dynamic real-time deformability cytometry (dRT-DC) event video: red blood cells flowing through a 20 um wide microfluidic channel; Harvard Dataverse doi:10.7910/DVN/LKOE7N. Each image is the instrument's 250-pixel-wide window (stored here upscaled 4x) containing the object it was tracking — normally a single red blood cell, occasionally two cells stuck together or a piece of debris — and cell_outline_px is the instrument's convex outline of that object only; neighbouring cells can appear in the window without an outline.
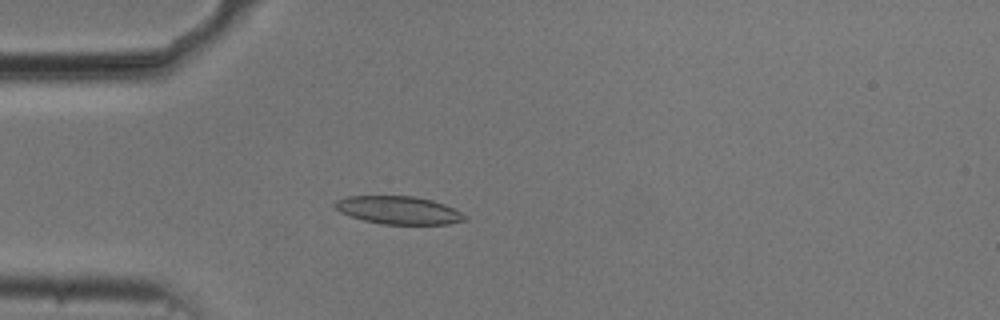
{"species": "common noctule bat (a hibernating species)", "species_latin": "Nyctalus noctula", "temperature_condition": "cold", "stored_images_in_passage": 49, "camera_frame_rate_fps": 3000, "um_per_image_px": 0.085, "animal": {"sex": "male", "body_mass_g": 20.5, "forearm_length_mm": 52.5}, "frame": {"image": 1, "passage_image": 15, "time_ms": 4.667, "image_size_px": [1000, 320], "cell_outline_px": [[468, 220], [448, 224], [380, 224], [364, 220], [340, 212], [332, 204], [336, 200], [348, 196], [412, 196], [432, 200], [444, 204], [468, 216]], "centroid_in_image_um": [33.89, 17.87], "position_along_channel_um": 51.1, "area_um2": 21.1}}
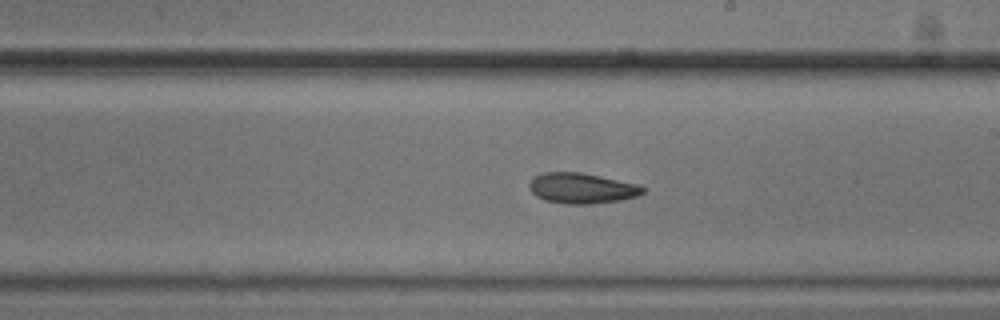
{"frame": {"image": 2, "passage_image": 31, "time_ms": 10.0, "image_size_px": [1000, 320], "cell_outline_px": [[644, 192], [636, 196], [620, 200], [592, 204], [564, 204], [544, 200], [536, 196], [532, 192], [528, 184], [532, 176], [544, 172], [580, 172], [600, 176], [636, 184], [644, 188]], "centroid_in_image_um": [49.39, 16.0], "position_along_channel_um": 239.6, "area_um2": 20.17}}
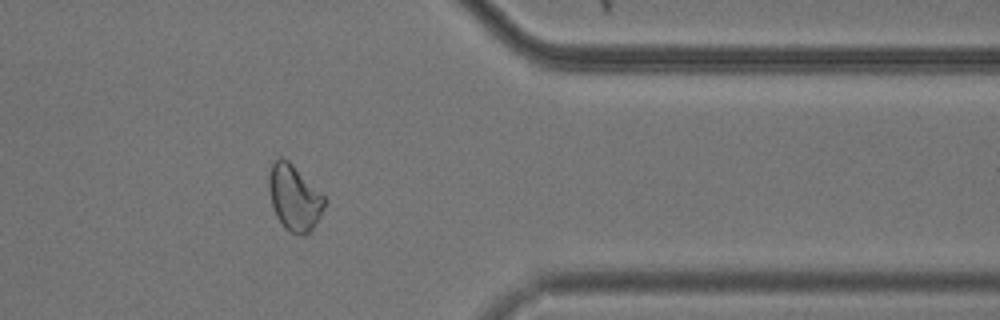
{"frame": {"image": 3, "passage_image": 44, "time_ms": 14.333, "image_size_px": [1000, 320], "cell_outline_px": [[324, 208], [320, 216], [312, 228], [304, 236], [300, 236], [288, 232], [284, 228], [276, 216], [272, 204], [268, 188], [268, 176], [272, 164], [280, 156], [288, 160], [324, 196]], "centroid_in_image_um": [24.98, 16.83], "position_along_channel_um": 386.4, "area_um2": 21.1}, "authors_computed_cell_mechanics": {"area_um2": 20.7502, "velocity_mm_per_s": 3.7206, "shape_relaxation_time_tau1_ms": 2.9884, "shape_relaxation_time_tau2_ms": 7.2533, "deformation_change_tau1": 0.1228, "deformation_change_tau2": 0.1436}}